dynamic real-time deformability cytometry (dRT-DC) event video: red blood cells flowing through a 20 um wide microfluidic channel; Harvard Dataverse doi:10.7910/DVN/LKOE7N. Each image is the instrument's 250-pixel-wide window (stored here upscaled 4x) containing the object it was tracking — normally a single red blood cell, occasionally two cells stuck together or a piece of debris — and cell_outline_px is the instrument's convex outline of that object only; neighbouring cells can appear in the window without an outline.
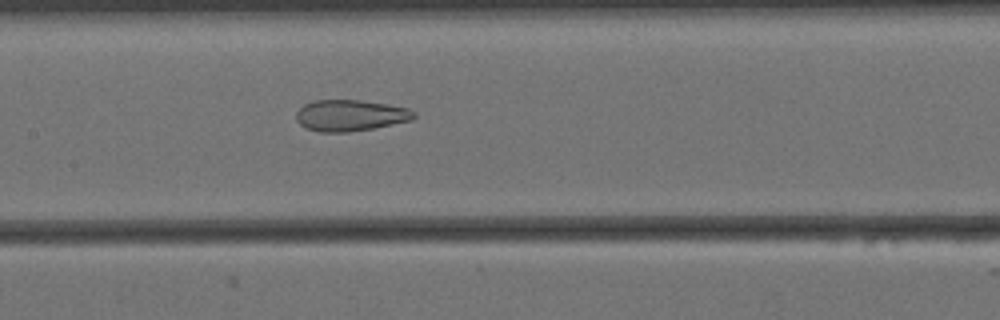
{"species": "Egyptian fruit bat (a non-hibernating species)", "species_latin": "Rousettus aegyptiacus", "temperature_condition": "cold", "stored_images_in_passage": 53, "camera_frame_rate_fps": 3000, "um_per_image_px": 0.085, "animal": {"sex": "female"}, "frame": {"image": 1, "passage_image": 26, "time_ms": 8.333, "image_size_px": [1000, 320], "cell_outline_px": [[416, 116], [412, 120], [372, 128], [348, 132], [320, 132], [304, 128], [296, 120], [296, 112], [304, 104], [312, 100], [360, 100], [388, 104], [408, 108], [416, 112]], "centroid_in_image_um": [29.76, 9.81], "position_along_channel_um": 177.6, "area_um2": 21.56}}
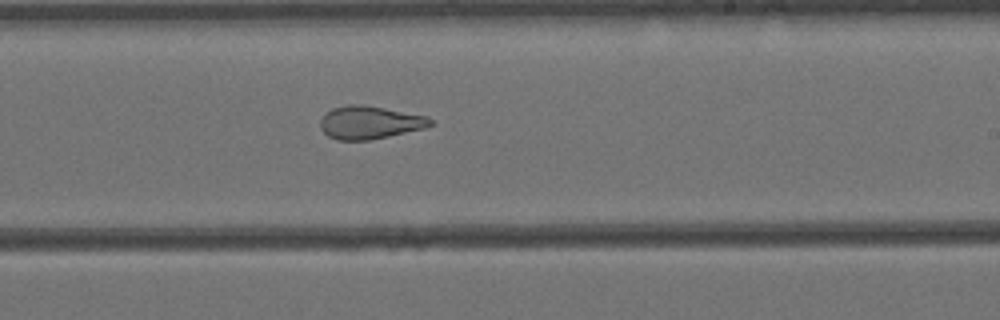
{"frame": {"image": 2, "passage_image": 33, "time_ms": 10.667, "image_size_px": [1000, 320], "cell_outline_px": [[432, 124], [424, 128], [388, 136], [368, 140], [336, 140], [328, 136], [320, 128], [320, 120], [332, 108], [348, 104], [364, 104], [428, 116], [432, 120]], "centroid_in_image_um": [31.41, 10.4], "position_along_channel_um": 257.6, "area_um2": 21.1}}
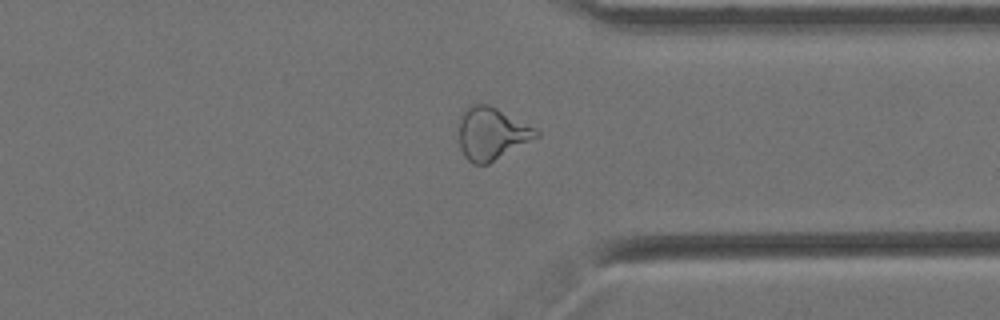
{"frame": {"image": 3, "passage_image": 43, "time_ms": 14.0, "image_size_px": [1000, 320], "cell_outline_px": [[540, 136], [488, 164], [472, 164], [464, 156], [460, 148], [460, 116], [464, 108], [468, 104], [488, 104], [536, 128], [540, 132]], "centroid_in_image_um": [41.78, 11.35], "position_along_channel_um": 369.6, "area_um2": 23.64}, "authors_computed_cell_mechanics": {"area_um2": 24.7962, "velocity_mm_per_s": 3.454, "shape_relaxation_time_tau1_ms": null, "shape_relaxation_time_tau2_ms": 1.9574, "deformation_change_tau1": null, "deformation_change_tau2": 0.0996}}